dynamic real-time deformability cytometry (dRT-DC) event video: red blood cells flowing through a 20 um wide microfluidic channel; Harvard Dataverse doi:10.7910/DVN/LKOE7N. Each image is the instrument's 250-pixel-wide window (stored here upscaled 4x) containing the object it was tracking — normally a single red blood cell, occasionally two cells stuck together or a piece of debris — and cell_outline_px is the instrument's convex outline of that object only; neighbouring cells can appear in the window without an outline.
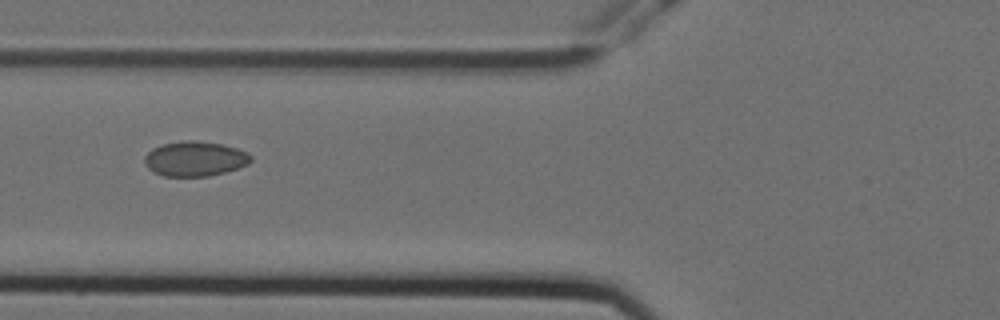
{"species": "Egyptian fruit bat (a non-hibernating species)", "species_latin": "Rousettus aegyptiacus", "temperature_condition": "cold", "stored_images_in_passage": 11, "camera_frame_rate_fps": 3000, "um_per_image_px": 0.085, "animal": {"sex": "female"}, "frame": {"image": 1, "passage_image": 2, "time_ms": 0.333, "image_size_px": [1000, 320], "cell_outline_px": [[252, 160], [248, 164], [224, 172], [208, 176], [164, 176], [148, 168], [144, 164], [144, 156], [152, 148], [164, 144], [188, 140], [192, 140], [220, 144], [236, 148], [252, 156]], "centroid_in_image_um": [16.54, 13.5], "position_along_channel_um": 109.3, "area_um2": 21.27}}
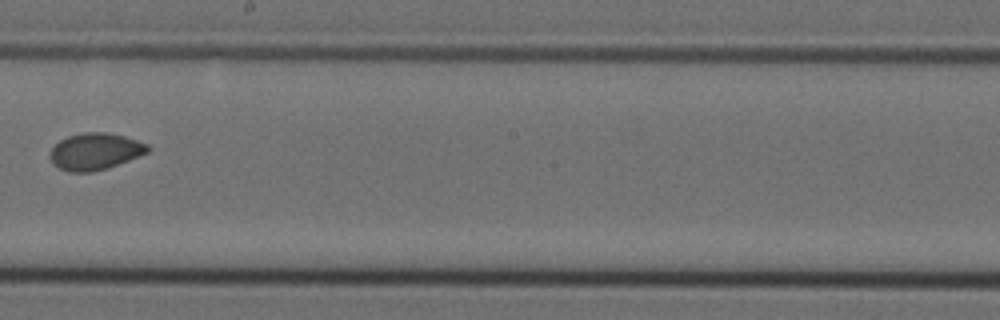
{"frame": {"image": 2, "passage_image": 5, "time_ms": 1.333, "image_size_px": [1000, 320], "cell_outline_px": [[152, 148], [148, 152], [108, 168], [92, 172], [68, 172], [52, 164], [48, 156], [48, 152], [60, 140], [68, 136], [84, 132], [108, 132], [124, 136], [148, 144]], "centroid_in_image_um": [8.06, 12.87], "position_along_channel_um": 240.1, "area_um2": 21.1}}
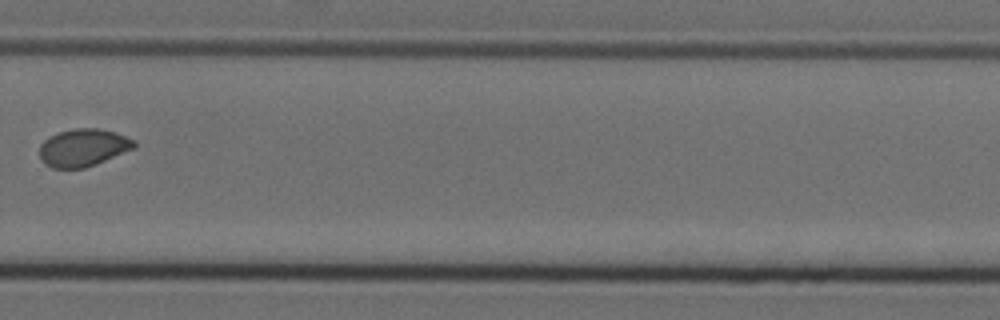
{"frame": {"image": 3, "passage_image": 7, "time_ms": 2.0, "image_size_px": [1000, 320], "cell_outline_px": [[136, 148], [96, 164], [84, 168], [52, 168], [44, 164], [40, 160], [40, 144], [48, 136], [72, 128], [96, 128], [116, 132], [136, 140]], "centroid_in_image_um": [7.08, 12.54], "position_along_channel_um": 322.7, "area_um2": 20.98}}